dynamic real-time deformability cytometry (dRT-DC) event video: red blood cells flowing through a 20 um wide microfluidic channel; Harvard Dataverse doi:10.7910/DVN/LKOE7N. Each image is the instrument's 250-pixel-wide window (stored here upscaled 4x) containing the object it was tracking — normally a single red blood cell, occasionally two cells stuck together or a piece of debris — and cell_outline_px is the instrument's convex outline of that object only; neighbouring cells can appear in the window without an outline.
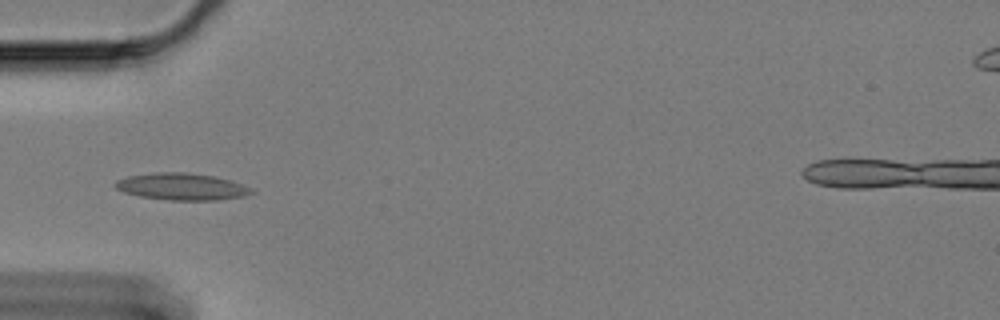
{"species": "Egyptian fruit bat (a non-hibernating species)", "species_latin": "Rousettus aegyptiacus", "temperature_condition": "cold", "stored_images_in_passage": 42, "camera_frame_rate_fps": 3000, "um_per_image_px": 0.085, "animal": {"sex": "female"}, "frame": {"image": 1, "passage_image": 1, "time_ms": 0.0, "image_size_px": [1000, 320], "cell_outline_px": [[256, 192], [244, 196], [216, 200], [168, 200], [140, 196], [124, 192], [116, 188], [112, 184], [116, 180], [128, 176], [156, 172], [184, 172], [212, 176], [228, 180], [252, 188]], "centroid_in_image_um": [15.42, 15.86], "position_along_channel_um": 69.6, "area_um2": 21.21}}
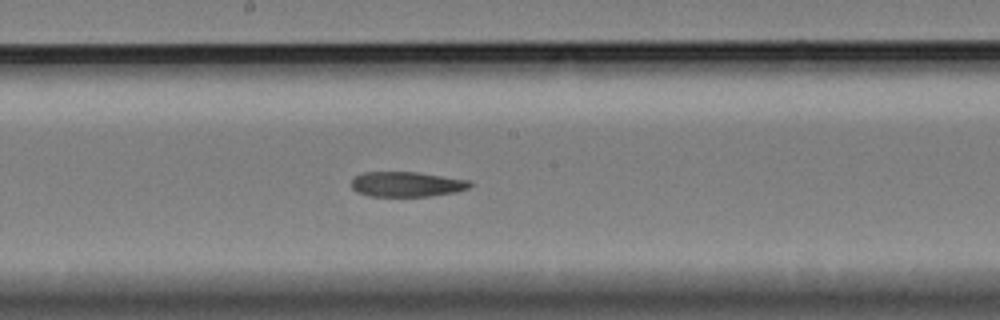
{"frame": {"image": 2, "passage_image": 14, "time_ms": 4.333, "image_size_px": [1000, 320], "cell_outline_px": [[472, 184], [468, 188], [456, 192], [428, 196], [368, 196], [356, 192], [352, 188], [352, 180], [356, 176], [364, 172], [416, 172], [468, 180]], "centroid_in_image_um": [34.54, 15.66], "position_along_channel_um": 213.7, "area_um2": 17.17}}
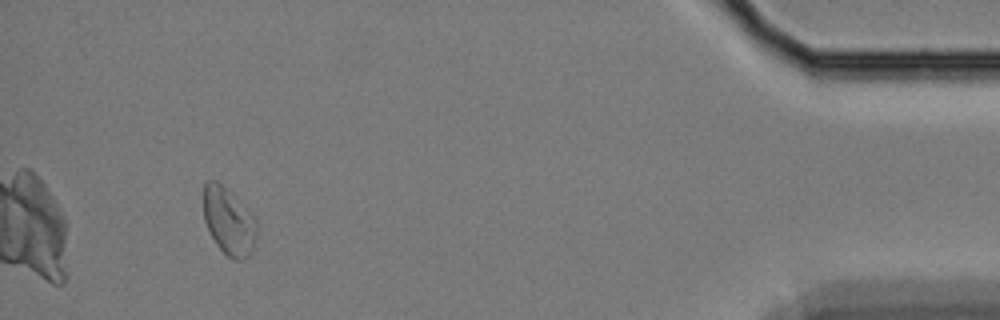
{"frame": {"image": 3, "passage_image": 38, "time_ms": 12.333, "image_size_px": [1000, 320], "cell_outline_px": [[256, 240], [248, 256], [244, 260], [232, 260], [216, 244], [204, 220], [204, 184], [208, 180], [216, 180], [256, 216]], "centroid_in_image_um": [19.46, 18.82], "position_along_channel_um": 415.7, "area_um2": 20.69}, "authors_computed_cell_mechanics": {"area_um2": 19.0451, "velocity_mm_per_s": 3.3154, "shape_relaxation_time_tau1_ms": null, "shape_relaxation_time_tau2_ms": 7.6767, "deformation_change_tau1": null, "deformation_change_tau2": 0.1365}}